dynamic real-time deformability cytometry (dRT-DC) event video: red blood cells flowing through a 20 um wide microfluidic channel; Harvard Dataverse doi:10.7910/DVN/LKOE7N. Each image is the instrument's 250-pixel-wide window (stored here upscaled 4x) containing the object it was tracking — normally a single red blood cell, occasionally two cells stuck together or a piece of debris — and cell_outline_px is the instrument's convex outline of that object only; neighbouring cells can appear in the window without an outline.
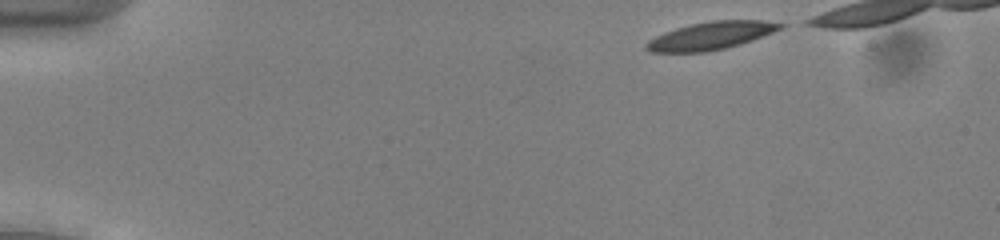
{"species": "common noctule bat (a hibernating species)", "species_latin": "Nyctalus noctula", "temperature_condition": "cold", "stored_images_in_passage": 40, "camera_frame_rate_fps": 3000, "um_per_image_px": 0.085, "animal": {"sex": "male", "body_mass_g": 13.0, "forearm_length_mm": 53.1}, "frame": {"image": 1, "passage_image": 1, "time_ms": 0.0, "image_size_px": [1000, 240], "cell_outline_px": [[788, 24], [784, 28], [752, 40], [740, 44], [708, 52], [648, 52], [644, 48], [644, 44], [648, 40], [664, 32], [676, 28], [692, 24], [712, 20], [760, 20]], "centroid_in_image_um": [60.42, 3.04], "position_along_channel_um": 24.6, "area_um2": 21.79}}
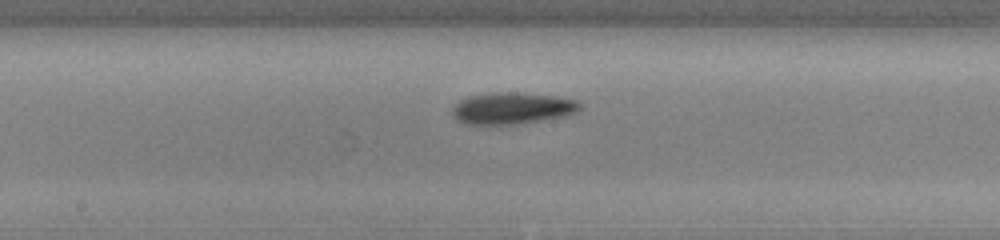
{"frame": {"image": 2, "passage_image": 22, "time_ms": 7.0, "image_size_px": [1000, 240], "cell_outline_px": [[580, 108], [576, 112], [564, 116], [516, 124], [468, 124], [456, 120], [452, 116], [452, 108], [460, 100], [468, 96], [492, 92], [516, 92], [556, 96], [576, 100], [580, 104]], "centroid_in_image_um": [43.5, 9.19], "position_along_channel_um": 204.7, "area_um2": 23.47}}
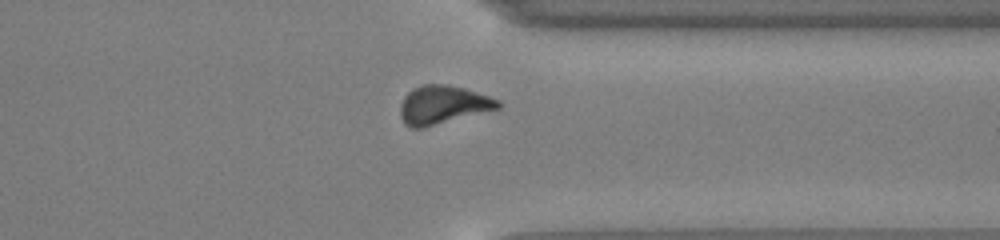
{"frame": {"image": 3, "passage_image": 35, "time_ms": 11.333, "image_size_px": [1000, 240], "cell_outline_px": [[500, 108], [424, 128], [412, 128], [404, 124], [400, 116], [400, 104], [404, 96], [412, 88], [424, 84], [448, 84], [464, 88], [500, 100]], "centroid_in_image_um": [37.61, 8.91], "position_along_channel_um": 373.8, "area_um2": 22.02}}